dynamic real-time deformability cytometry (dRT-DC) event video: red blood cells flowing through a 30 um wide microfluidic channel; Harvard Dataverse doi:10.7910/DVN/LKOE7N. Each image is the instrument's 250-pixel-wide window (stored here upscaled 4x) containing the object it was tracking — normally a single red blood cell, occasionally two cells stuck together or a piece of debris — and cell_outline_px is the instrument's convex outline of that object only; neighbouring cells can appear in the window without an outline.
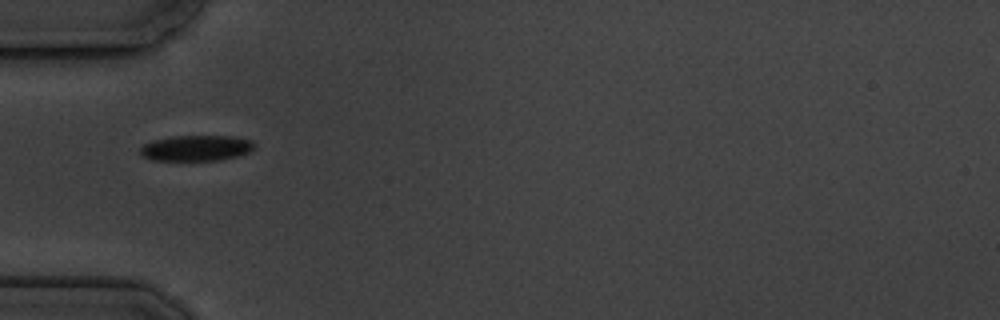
{"species": "common noctule bat (a hibernating species)", "species_latin": "Nyctalus noctula", "temperature_condition": "cold", "stored_images_in_passage": 6, "camera_frame_rate_fps": 3000, "um_per_image_px": 0.085, "animal": {"sex": "male", "body_mass_g": 19.5, "forearm_length_mm": 54.6}, "frame": {"image": 1, "passage_image": 1, "time_ms": 0.0, "image_size_px": [1000, 320], "cell_outline_px": [[256, 148], [240, 156], [220, 160], [152, 160], [144, 156], [140, 152], [140, 148], [144, 144], [152, 140], [172, 136], [232, 136], [252, 140]], "centroid_in_image_um": [16.71, 12.58], "position_along_channel_um": 68.3, "area_um2": 17.17}}
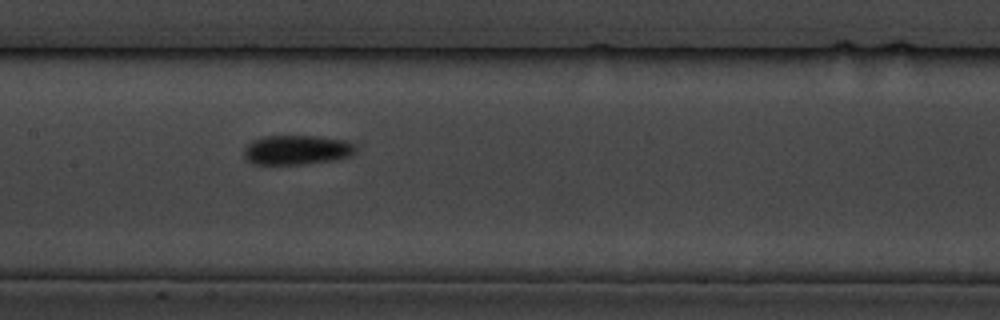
{"frame": {"image": 2, "passage_image": 4, "time_ms": 3.333, "image_size_px": [1000, 320], "cell_outline_px": [[356, 152], [352, 156], [336, 160], [304, 164], [252, 164], [244, 156], [244, 148], [252, 140], [264, 136], [316, 136], [344, 140], [356, 144]], "centroid_in_image_um": [25.26, 12.74], "position_along_channel_um": 182.1, "area_um2": 19.42}}
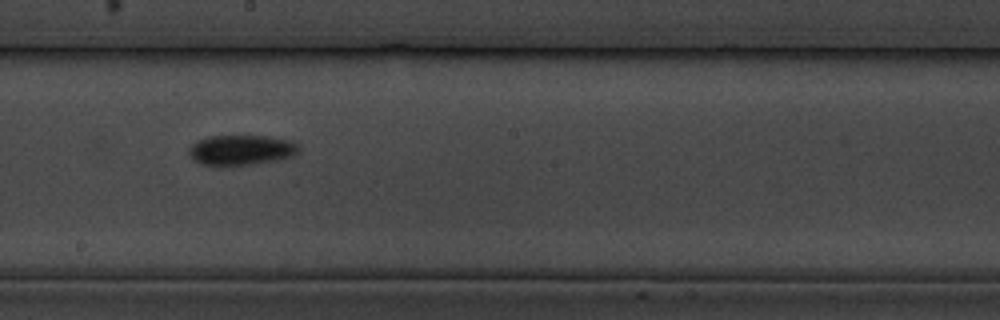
{"frame": {"image": 3, "passage_image": 5, "time_ms": 4.667, "image_size_px": [1000, 320], "cell_outline_px": [[300, 152], [292, 156], [276, 160], [252, 164], [200, 164], [188, 152], [188, 148], [196, 140], [208, 136], [272, 136], [288, 140], [300, 144]], "centroid_in_image_um": [20.55, 12.72], "position_along_channel_um": 227.7, "area_um2": 19.13}}